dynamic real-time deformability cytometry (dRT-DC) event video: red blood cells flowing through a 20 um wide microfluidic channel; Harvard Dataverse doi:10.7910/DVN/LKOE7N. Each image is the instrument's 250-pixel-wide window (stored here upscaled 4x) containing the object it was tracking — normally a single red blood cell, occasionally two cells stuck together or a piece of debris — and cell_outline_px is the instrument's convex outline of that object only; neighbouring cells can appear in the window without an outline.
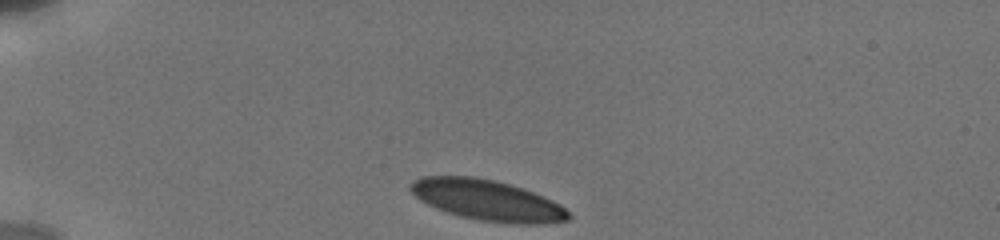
{"species": "human", "species_latin": "Homo sapiens", "temperature_condition": "cold", "stored_images_in_passage": 35, "camera_frame_rate_fps": 3000, "um_per_image_px": 0.085, "donor": {"sex": "male"}, "frame": {"image": 1, "passage_image": 1, "time_ms": 0.0, "image_size_px": [1000, 240], "cell_outline_px": [[572, 216], [568, 220], [536, 224], [516, 224], [480, 220], [460, 216], [436, 208], [420, 200], [408, 188], [408, 184], [412, 180], [420, 176], [472, 176], [492, 180], [508, 184], [532, 192], [552, 200], [560, 204]], "centroid_in_image_um": [41.38, 17.01], "position_along_channel_um": 43.6, "area_um2": 37.17}}
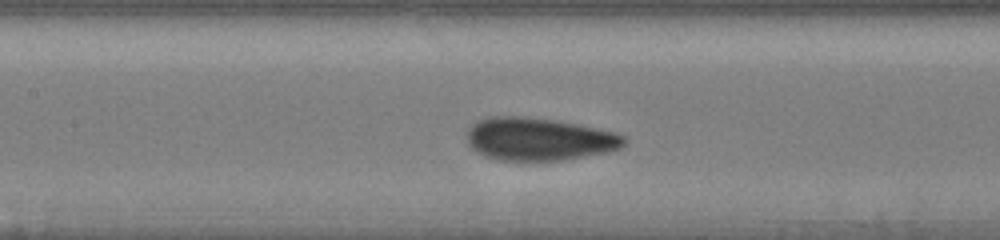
{"frame": {"image": 2, "passage_image": 22, "time_ms": 4.333, "image_size_px": [1000, 240], "cell_outline_px": [[624, 144], [620, 148], [608, 152], [560, 160], [496, 160], [484, 156], [476, 152], [468, 144], [468, 128], [476, 120], [492, 116], [524, 116], [552, 120], [576, 124], [596, 128], [612, 132], [624, 136]], "centroid_in_image_um": [45.75, 11.82], "position_along_channel_um": 161.7, "area_um2": 38.96}}
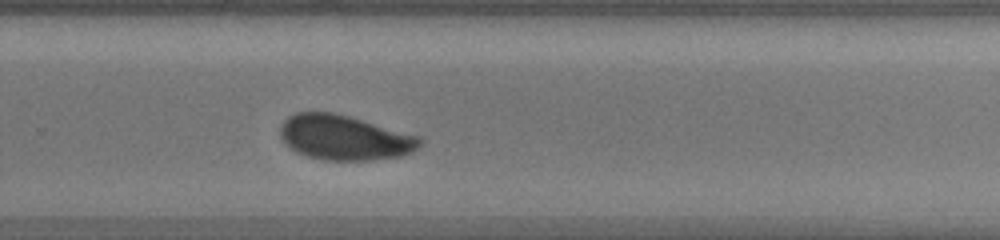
{"frame": {"image": 3, "passage_image": 35, "time_ms": 8.0, "image_size_px": [1000, 240], "cell_outline_px": [[424, 140], [412, 152], [400, 156], [368, 160], [324, 160], [308, 156], [296, 152], [280, 136], [280, 124], [288, 116], [296, 112], [332, 112], [348, 116], [420, 136]], "centroid_in_image_um": [29.27, 11.69], "position_along_channel_um": 300.5, "area_um2": 36.3}}